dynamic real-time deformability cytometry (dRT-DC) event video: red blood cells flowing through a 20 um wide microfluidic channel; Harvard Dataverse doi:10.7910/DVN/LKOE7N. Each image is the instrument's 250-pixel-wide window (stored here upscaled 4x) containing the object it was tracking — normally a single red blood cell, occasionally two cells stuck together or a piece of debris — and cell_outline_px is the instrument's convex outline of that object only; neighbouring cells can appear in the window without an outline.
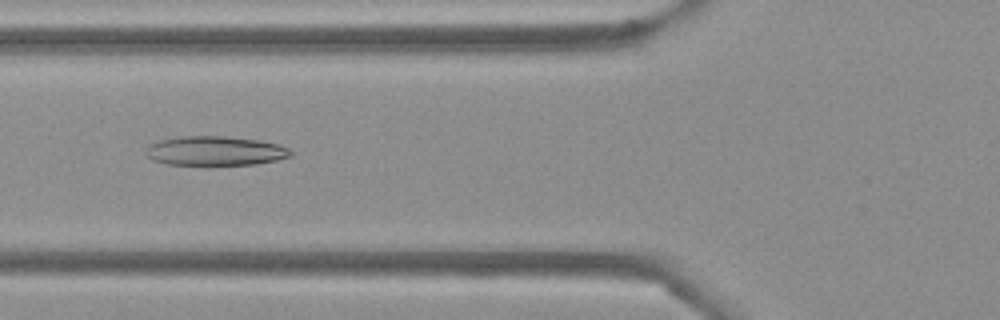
{"species": "Egyptian fruit bat (a non-hibernating species)", "species_latin": "Rousettus aegyptiacus", "temperature_condition": "cold", "stored_images_in_passage": 32, "camera_frame_rate_fps": 3000, "um_per_image_px": 0.085, "frame": {"image": 1, "passage_image": 4, "time_ms": 1.0, "image_size_px": [1000, 320], "cell_outline_px": [[292, 156], [276, 160], [256, 164], [168, 164], [152, 160], [144, 152], [144, 148], [148, 144], [160, 140], [184, 136], [224, 136], [260, 140], [280, 144], [288, 148], [292, 152]], "centroid_in_image_um": [18.28, 12.81], "position_along_channel_um": 107.5, "area_um2": 24.74}}
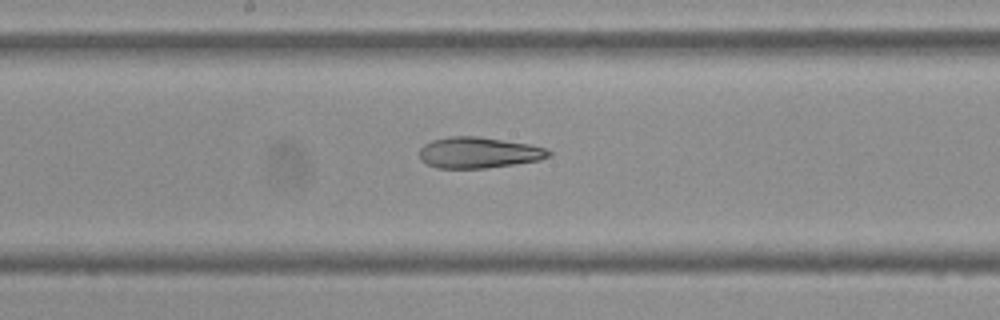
{"frame": {"image": 2, "passage_image": 12, "time_ms": 3.667, "image_size_px": [1000, 320], "cell_outline_px": [[552, 156], [540, 160], [516, 164], [488, 168], [436, 168], [420, 160], [420, 148], [424, 144], [432, 140], [452, 136], [480, 136], [528, 144], [544, 148], [552, 152]], "centroid_in_image_um": [40.69, 12.98], "position_along_channel_um": 207.5, "area_um2": 23.47}}
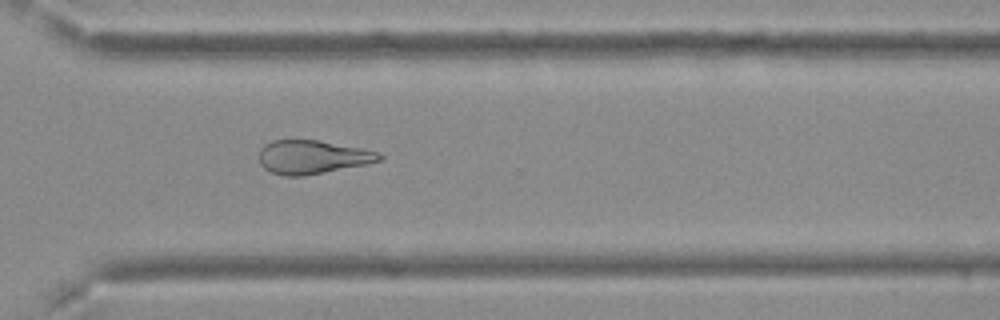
{"frame": {"image": 3, "passage_image": 23, "time_ms": 7.333, "image_size_px": [1000, 320], "cell_outline_px": [[384, 156], [380, 160], [368, 164], [304, 176], [284, 176], [272, 172], [264, 168], [260, 164], [260, 148], [264, 144], [272, 140], [320, 140], [380, 152]], "centroid_in_image_um": [26.56, 13.35], "position_along_channel_um": 344.0, "area_um2": 23.64}, "authors_computed_cell_mechanics": {"area_um2": 23.987, "velocity_mm_per_s": 3.7272, "shape_relaxation_time_tau1_ms": 8.817, "shape_relaxation_time_tau2_ms": 5.3002, "deformation_change_tau1": 0.1881, "deformation_change_tau2": 0.1514}}